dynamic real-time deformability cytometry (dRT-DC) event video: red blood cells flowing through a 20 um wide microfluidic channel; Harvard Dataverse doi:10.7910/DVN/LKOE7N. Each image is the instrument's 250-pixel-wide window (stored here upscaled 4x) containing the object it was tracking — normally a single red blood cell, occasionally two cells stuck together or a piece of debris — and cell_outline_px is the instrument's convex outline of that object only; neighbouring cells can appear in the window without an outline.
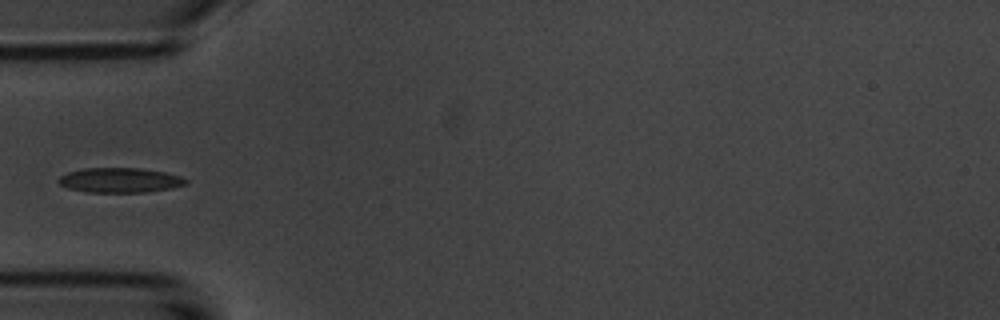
{"species": "common noctule bat (a hibernating species)", "species_latin": "Nyctalus noctula", "temperature_condition": "room temperature", "stored_images_in_passage": 7, "camera_frame_rate_fps": 3000, "um_per_image_px": 0.085, "animal": {"sex": "male", "body_mass_g": 20.1, "forearm_length_mm": 53.5}, "frame": {"image": 1, "passage_image": 6, "time_ms": 5.667, "image_size_px": [1000, 320], "cell_outline_px": [[188, 184], [172, 188], [148, 192], [84, 192], [68, 188], [60, 184], [60, 176], [68, 172], [84, 168], [140, 168], [164, 172], [180, 176], [188, 180]], "centroid_in_image_um": [10.23, 15.32], "position_along_channel_um": 74.8, "area_um2": 18.38}}